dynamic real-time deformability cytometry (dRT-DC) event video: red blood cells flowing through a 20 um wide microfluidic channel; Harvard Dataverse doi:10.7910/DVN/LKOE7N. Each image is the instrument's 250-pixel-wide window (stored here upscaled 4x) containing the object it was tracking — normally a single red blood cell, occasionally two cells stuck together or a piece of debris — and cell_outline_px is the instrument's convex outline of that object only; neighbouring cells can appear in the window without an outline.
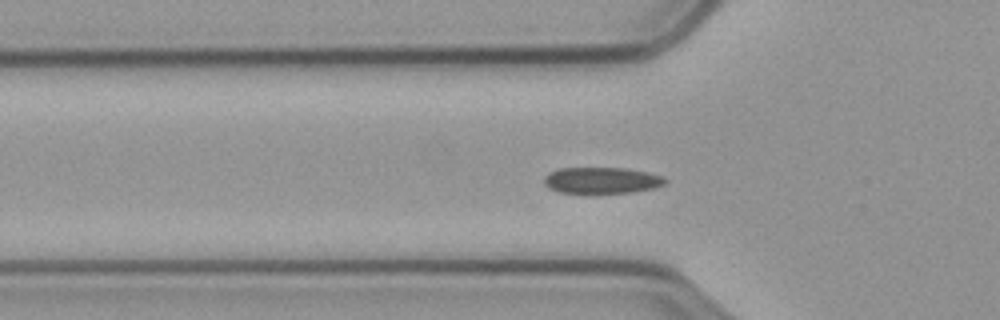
{"species": "common noctule bat (a hibernating species)", "species_latin": "Nyctalus noctula", "temperature_condition": "cold", "stored_images_in_passage": 59, "camera_frame_rate_fps": 3000, "um_per_image_px": 0.085, "animal": {"sex": "male", "body_mass_g": 23.1, "forearm_length_mm": 52.7}, "frame": {"image": 1, "passage_image": 18, "time_ms": 5.667, "image_size_px": [1000, 320], "cell_outline_px": [[668, 180], [664, 184], [656, 188], [632, 192], [592, 196], [560, 192], [548, 188], [544, 184], [544, 176], [548, 172], [560, 168], [624, 168], [648, 172], [664, 176]], "centroid_in_image_um": [51.13, 15.37], "position_along_channel_um": 74.7, "area_um2": 19.54}}
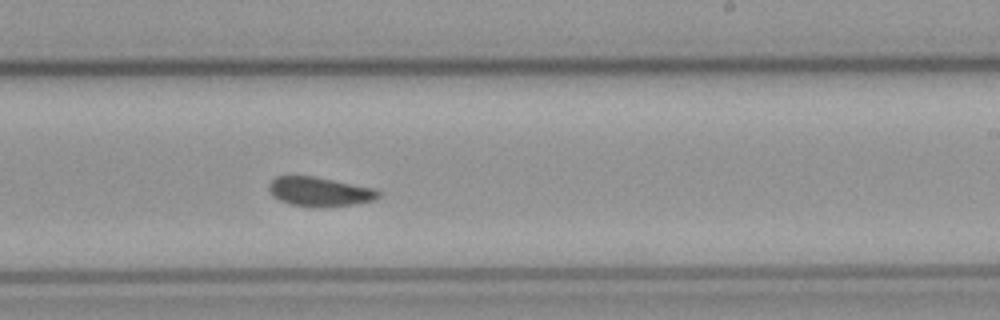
{"frame": {"image": 2, "passage_image": 34, "time_ms": 11.0, "image_size_px": [1000, 320], "cell_outline_px": [[380, 196], [376, 200], [356, 204], [324, 208], [316, 208], [292, 204], [280, 200], [272, 196], [268, 188], [268, 184], [276, 176], [312, 176], [372, 188], [380, 192]], "centroid_in_image_um": [27.16, 16.31], "position_along_channel_um": 261.8, "area_um2": 18.73}}
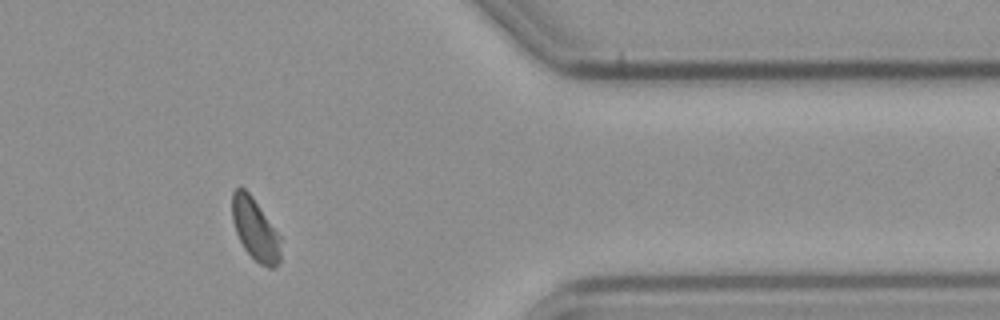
{"frame": {"image": 3, "passage_image": 47, "time_ms": 15.333, "image_size_px": [1000, 320], "cell_outline_px": [[280, 264], [272, 268], [268, 268], [260, 264], [244, 248], [236, 232], [232, 220], [232, 192], [240, 184], [252, 196], [280, 236]], "centroid_in_image_um": [21.68, 19.48], "position_along_channel_um": 389.7, "area_um2": 17.46}, "authors_computed_cell_mechanics": {"area_um2": 18.7272, "velocity_mm_per_s": 3.4868, "shape_relaxation_time_tau1_ms": 11.2924, "shape_relaxation_time_tau2_ms": null, "deformation_change_tau1": 0.1203, "deformation_change_tau2": null}}